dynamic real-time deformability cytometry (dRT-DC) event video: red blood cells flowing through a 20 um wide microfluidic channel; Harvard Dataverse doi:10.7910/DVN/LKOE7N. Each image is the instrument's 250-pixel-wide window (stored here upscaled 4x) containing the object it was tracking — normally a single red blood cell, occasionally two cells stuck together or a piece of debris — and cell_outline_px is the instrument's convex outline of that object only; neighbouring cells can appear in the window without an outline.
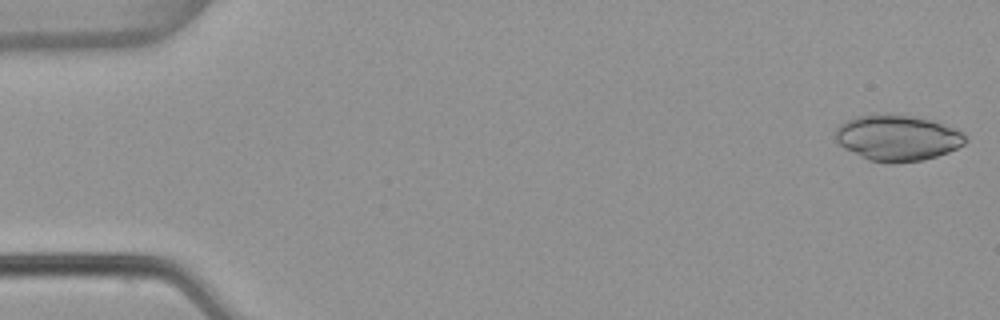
{"species": "common noctule bat (a hibernating species)", "species_latin": "Nyctalus noctula", "temperature_condition": "warm", "stored_images_in_passage": 5, "camera_frame_rate_fps": 3000, "um_per_image_px": 0.085, "animal": {"sex": "female", "body_mass_g": 22.7, "forearm_length_mm": 54.2}, "frame": {"image": 1, "passage_image": 1, "time_ms": 0.0, "image_size_px": [1000, 320], "cell_outline_px": [[968, 140], [964, 144], [948, 152], [924, 160], [892, 164], [888, 164], [868, 160], [836, 144], [836, 128], [840, 124], [856, 116], [912, 116], [932, 120], [956, 128], [964, 132]], "centroid_in_image_um": [76.31, 11.76], "position_along_channel_um": 8.7, "area_um2": 34.56}}